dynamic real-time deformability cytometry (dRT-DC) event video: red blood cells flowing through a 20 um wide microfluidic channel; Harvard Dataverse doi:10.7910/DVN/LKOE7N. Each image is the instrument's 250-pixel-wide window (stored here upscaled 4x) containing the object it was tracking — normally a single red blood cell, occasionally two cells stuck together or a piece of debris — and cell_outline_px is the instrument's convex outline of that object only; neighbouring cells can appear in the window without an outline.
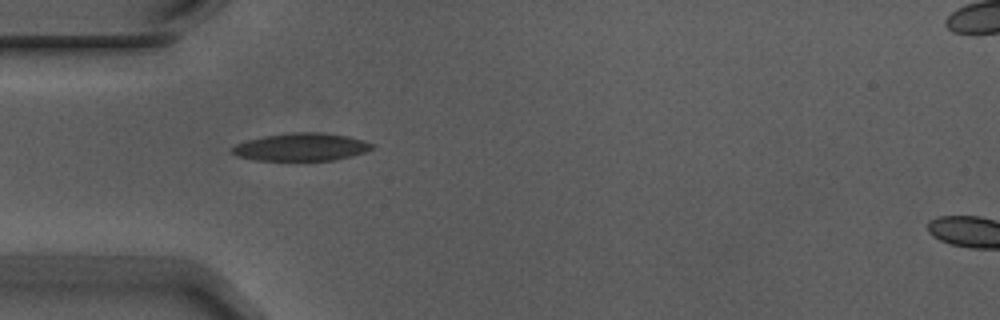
{"species": "Egyptian fruit bat (a non-hibernating species)", "species_latin": "Rousettus aegyptiacus", "temperature_condition": "warm", "stored_images_in_passage": 5, "camera_frame_rate_fps": 3000, "um_per_image_px": 0.085, "animal": {"sex": "male"}, "frame": {"image": 1, "passage_image": 4, "time_ms": 1.0, "image_size_px": [1000, 320], "cell_outline_px": [[376, 148], [352, 156], [336, 160], [252, 160], [236, 156], [228, 152], [236, 144], [248, 140], [264, 136], [292, 132], [324, 132], [348, 136], [364, 140], [376, 144]], "centroid_in_image_um": [25.63, 12.49], "position_along_channel_um": 59.4, "area_um2": 22.95}}